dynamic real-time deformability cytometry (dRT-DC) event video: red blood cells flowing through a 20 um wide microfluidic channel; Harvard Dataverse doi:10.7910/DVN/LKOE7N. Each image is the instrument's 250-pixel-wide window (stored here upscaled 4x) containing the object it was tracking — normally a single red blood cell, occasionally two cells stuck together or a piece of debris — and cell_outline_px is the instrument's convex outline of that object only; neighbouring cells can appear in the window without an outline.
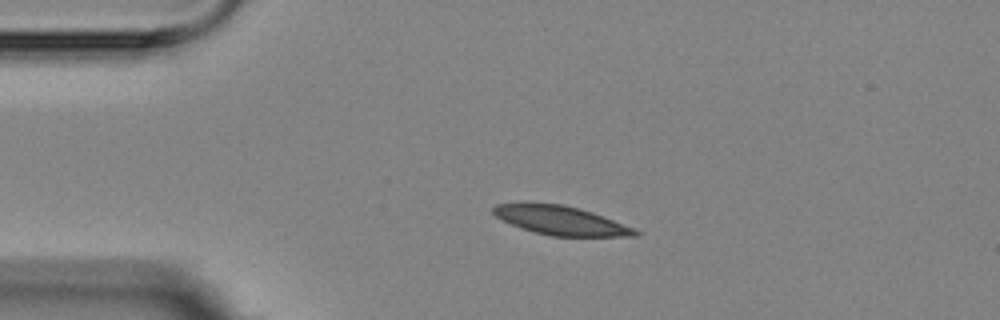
{"species": "Egyptian fruit bat (a non-hibernating species)", "species_latin": "Rousettus aegyptiacus", "temperature_condition": "room temperature", "stored_images_in_passage": 3, "camera_frame_rate_fps": 3000, "um_per_image_px": 0.085, "animal": {"sex": "female"}, "frame": {"image": 1, "passage_image": 2, "time_ms": 1.333, "image_size_px": [1000, 320], "cell_outline_px": [[640, 236], [552, 236], [520, 228], [496, 216], [492, 212], [492, 208], [496, 204], [524, 200], [564, 204], [580, 208], [592, 212], [632, 228], [640, 232]], "centroid_in_image_um": [47.56, 18.69], "position_along_channel_um": 37.4, "area_um2": 24.28}}